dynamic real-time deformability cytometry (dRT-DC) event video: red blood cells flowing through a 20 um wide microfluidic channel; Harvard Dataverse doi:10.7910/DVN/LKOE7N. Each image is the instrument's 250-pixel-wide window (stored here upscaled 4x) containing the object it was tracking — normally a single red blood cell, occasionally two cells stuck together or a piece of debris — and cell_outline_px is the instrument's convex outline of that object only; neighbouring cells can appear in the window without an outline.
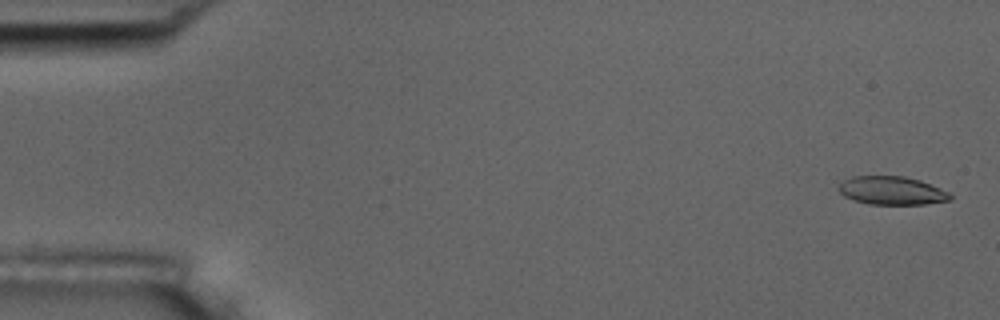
{"species": "common noctule bat (a hibernating species)", "species_latin": "Nyctalus noctula", "temperature_condition": "room temperature", "stored_images_in_passage": 5, "camera_frame_rate_fps": 3000, "um_per_image_px": 0.085, "animal": {"sex": "male", "body_mass_g": 17.5, "forearm_length_mm": 52.3}, "frame": {"image": 1, "passage_image": 1, "time_ms": 0.0, "image_size_px": [1000, 320], "cell_outline_px": [[952, 200], [924, 204], [868, 204], [852, 200], [844, 196], [840, 192], [840, 184], [844, 180], [852, 176], [904, 176], [920, 180], [940, 188], [948, 192], [952, 196]], "centroid_in_image_um": [75.81, 16.2], "position_along_channel_um": 9.2, "area_um2": 18.38}}
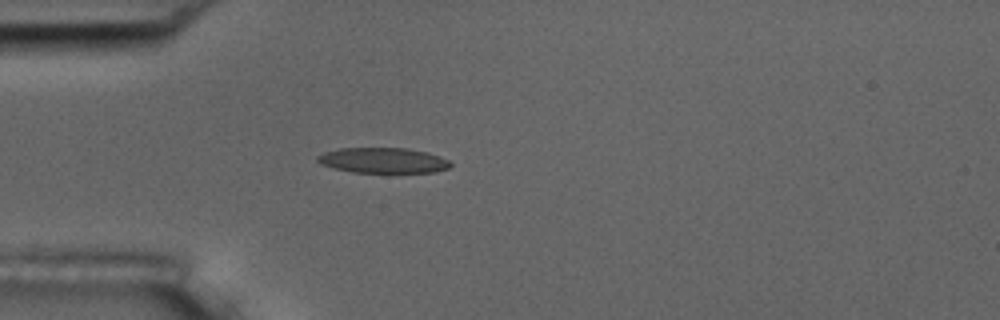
{"frame": {"image": 2, "passage_image": 5, "time_ms": 4.667, "image_size_px": [1000, 320], "cell_outline_px": [[452, 164], [448, 168], [432, 172], [352, 172], [320, 164], [316, 160], [316, 156], [324, 152], [340, 148], [408, 148], [428, 152], [440, 156], [448, 160]], "centroid_in_image_um": [32.55, 13.62], "position_along_channel_um": 52.4, "area_um2": 19.59}}